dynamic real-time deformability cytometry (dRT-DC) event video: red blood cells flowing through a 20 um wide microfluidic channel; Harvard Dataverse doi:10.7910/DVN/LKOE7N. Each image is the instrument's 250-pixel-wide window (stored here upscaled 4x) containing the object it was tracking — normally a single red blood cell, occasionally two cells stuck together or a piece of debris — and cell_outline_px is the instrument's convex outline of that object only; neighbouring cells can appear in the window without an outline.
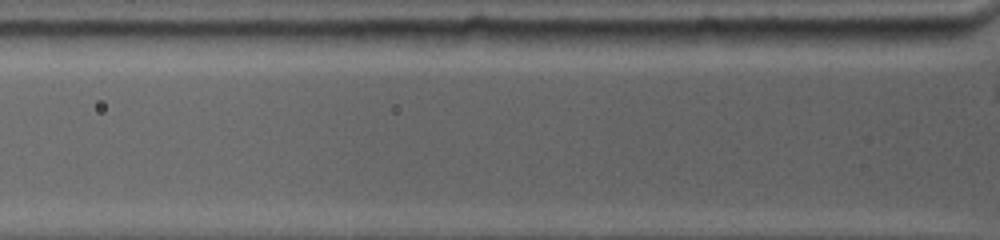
{"species": "common noctule bat (a hibernating species)", "species_latin": "Nyctalus noctula", "temperature_condition": "warm", "stored_images_in_passage": 6, "camera_frame_rate_fps": 4500, "um_per_image_px": 0.085, "animal": {"sex": "female", "body_mass_g": 19.0, "forearm_length_mm": 53.3}, "frame": {"image": 1, "passage_image": 4, "time_ms": 1.778, "image_size_px": [1000, 240], "cell_outline_px": [[240, 200], [228, 204], [108, 204], [96, 200], [92, 196], [100, 192], [132, 188], [216, 192], [240, 196]], "centroid_in_image_um": [13.92, 16.75], "position_along_channel_um": 111.9, "area_um2": 13.53}}